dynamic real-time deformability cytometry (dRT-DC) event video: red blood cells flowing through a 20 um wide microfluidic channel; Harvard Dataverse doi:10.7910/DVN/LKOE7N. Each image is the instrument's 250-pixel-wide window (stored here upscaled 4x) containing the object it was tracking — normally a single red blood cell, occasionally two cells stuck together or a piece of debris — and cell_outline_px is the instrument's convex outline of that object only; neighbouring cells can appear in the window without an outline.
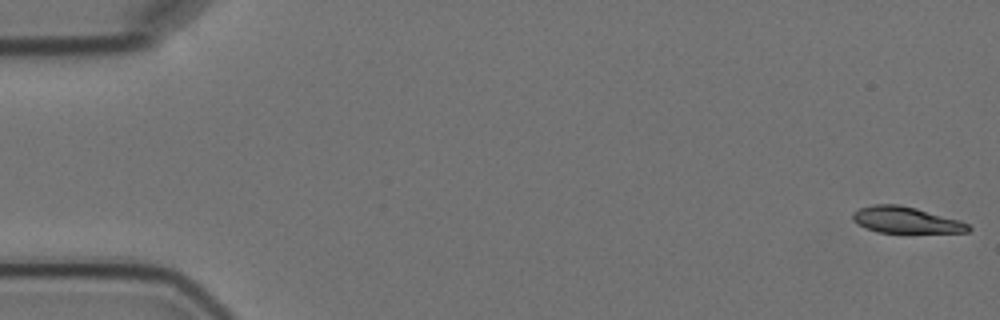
{"species": "Egyptian fruit bat (a non-hibernating species)", "species_latin": "Rousettus aegyptiacus", "temperature_condition": "cold", "stored_images_in_passage": 6, "camera_frame_rate_fps": 3000, "um_per_image_px": 0.085, "animal": {"sex": "female"}, "frame": {"image": 1, "passage_image": 1, "time_ms": 0.0, "image_size_px": [1000, 320], "cell_outline_px": [[972, 228], [968, 232], [876, 232], [852, 220], [852, 212], [860, 208], [872, 204], [900, 204], [916, 208], [960, 220], [968, 224]], "centroid_in_image_um": [76.99, 18.68], "position_along_channel_um": 8.0, "area_um2": 17.57}}
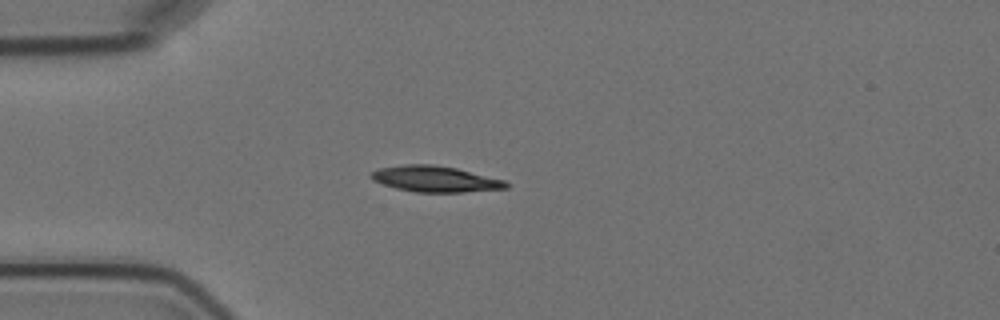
{"frame": {"image": 2, "passage_image": 5, "time_ms": 4.667, "image_size_px": [1000, 320], "cell_outline_px": [[508, 188], [464, 192], [416, 192], [396, 188], [372, 180], [368, 176], [372, 172], [380, 168], [404, 164], [432, 164], [456, 168], [504, 180], [508, 184]], "centroid_in_image_um": [36.97, 15.21], "position_along_channel_um": 48.0, "area_um2": 20.29}}